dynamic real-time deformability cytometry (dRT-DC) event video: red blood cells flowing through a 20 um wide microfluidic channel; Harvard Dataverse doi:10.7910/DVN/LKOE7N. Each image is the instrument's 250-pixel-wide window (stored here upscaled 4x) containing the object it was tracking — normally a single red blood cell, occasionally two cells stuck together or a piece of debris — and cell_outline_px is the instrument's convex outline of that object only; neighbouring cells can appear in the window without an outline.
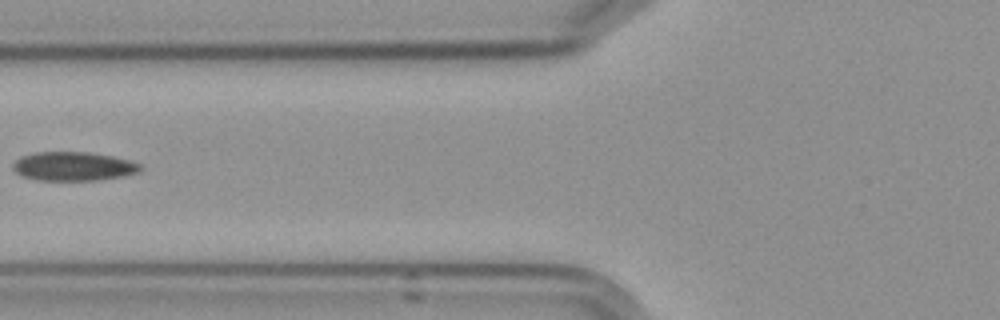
{"species": "Egyptian fruit bat (a non-hibernating species)", "species_latin": "Rousettus aegyptiacus", "temperature_condition": "cold", "stored_images_in_passage": 6, "camera_frame_rate_fps": 3000, "um_per_image_px": 0.085, "frame": {"image": 1, "passage_image": 6, "time_ms": 6.667, "image_size_px": [1000, 320], "cell_outline_px": [[144, 168], [140, 172], [124, 176], [96, 180], [36, 180], [24, 176], [16, 172], [12, 168], [12, 164], [20, 156], [36, 152], [88, 152], [112, 156], [128, 160], [140, 164]], "centroid_in_image_um": [6.25, 14.13], "position_along_channel_um": 119.6, "area_um2": 21.5}}